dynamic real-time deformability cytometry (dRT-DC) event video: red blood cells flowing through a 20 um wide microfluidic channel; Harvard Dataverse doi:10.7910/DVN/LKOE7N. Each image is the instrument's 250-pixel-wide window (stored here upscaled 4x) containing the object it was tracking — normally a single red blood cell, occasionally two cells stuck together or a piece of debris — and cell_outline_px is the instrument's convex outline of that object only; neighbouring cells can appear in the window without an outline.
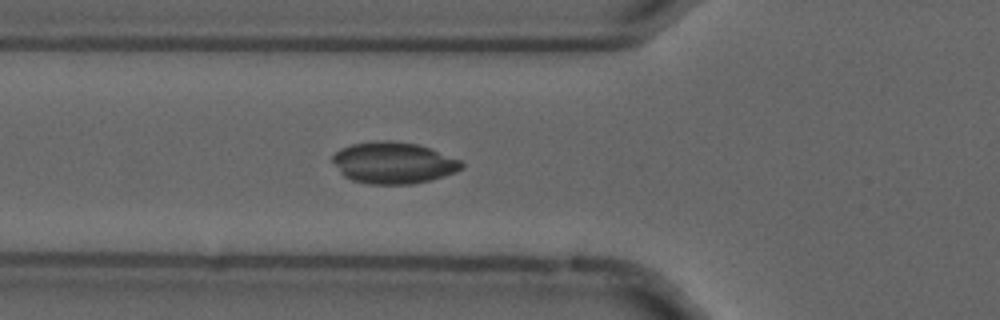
{"species": "common noctule bat (a hibernating species)", "species_latin": "Nyctalus noctula", "temperature_condition": "cold", "stored_images_in_passage": 54, "camera_frame_rate_fps": 3000, "um_per_image_px": 0.085, "animal": {"sex": "male", "forearm_length_mm": 52.5}, "frame": {"image": 1, "passage_image": 20, "time_ms": 6.333, "image_size_px": [1000, 320], "cell_outline_px": [[464, 168], [456, 172], [444, 176], [412, 184], [368, 184], [352, 180], [344, 176], [340, 172], [332, 160], [332, 156], [340, 148], [352, 144], [372, 140], [392, 140], [416, 144], [428, 148], [460, 160], [464, 164]], "centroid_in_image_um": [33.42, 13.83], "position_along_channel_um": 92.4, "area_um2": 31.21}}
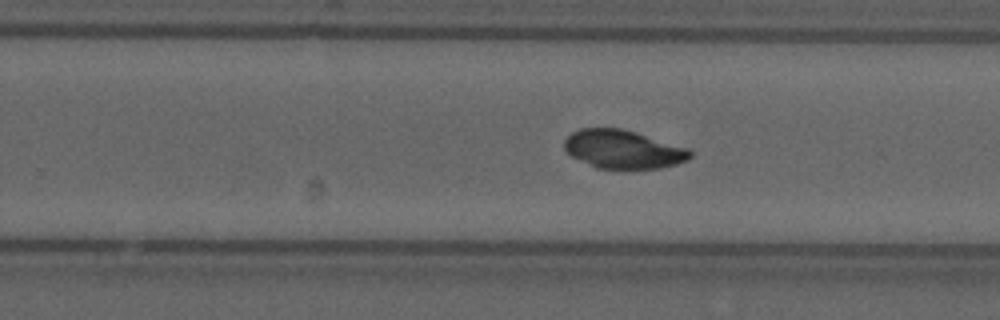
{"frame": {"image": 2, "passage_image": 35, "time_ms": 11.333, "image_size_px": [1000, 320], "cell_outline_px": [[692, 156], [688, 160], [676, 164], [660, 168], [596, 168], [572, 156], [564, 148], [564, 140], [572, 132], [580, 128], [620, 128], [636, 132], [688, 148], [692, 152]], "centroid_in_image_um": [52.97, 12.68], "position_along_channel_um": 276.8, "area_um2": 28.03}}
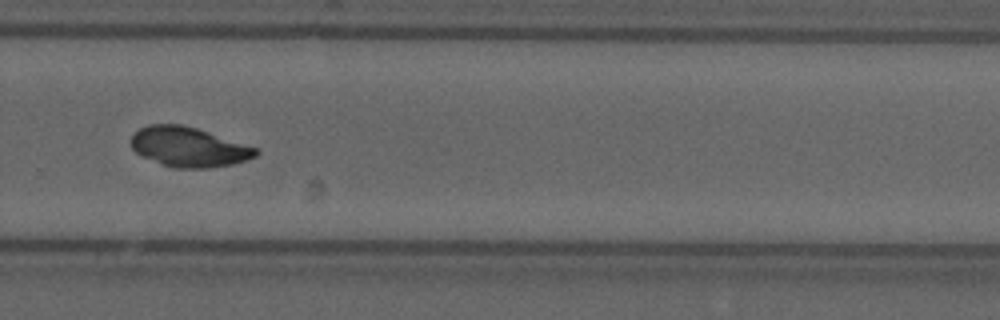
{"frame": {"image": 3, "passage_image": 38, "time_ms": 12.333, "image_size_px": [1000, 320], "cell_outline_px": [[260, 152], [256, 156], [232, 164], [212, 168], [172, 168], [140, 156], [132, 148], [132, 132], [148, 124], [180, 124], [196, 128], [260, 148]], "centroid_in_image_um": [16.04, 12.49], "position_along_channel_um": 313.8, "area_um2": 29.13}}